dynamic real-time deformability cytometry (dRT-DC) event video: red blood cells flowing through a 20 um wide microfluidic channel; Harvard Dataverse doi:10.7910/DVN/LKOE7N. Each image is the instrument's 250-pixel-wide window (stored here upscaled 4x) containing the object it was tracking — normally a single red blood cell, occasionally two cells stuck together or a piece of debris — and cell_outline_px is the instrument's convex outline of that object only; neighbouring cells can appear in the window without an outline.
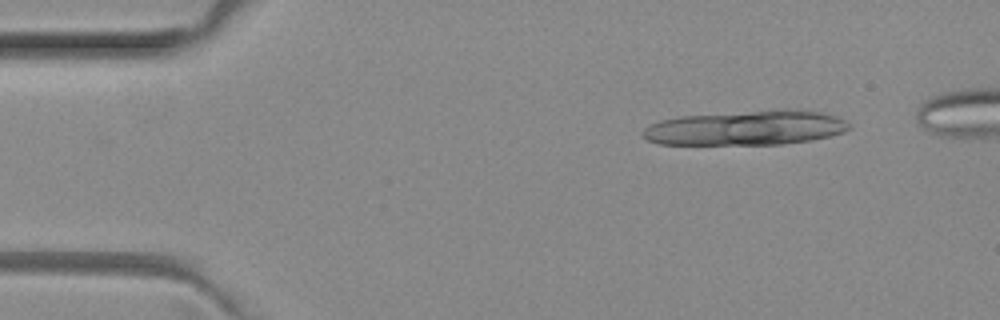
{"species": "common noctule bat (a hibernating species)", "species_latin": "Nyctalus noctula", "temperature_condition": "room temperature", "stored_images_in_passage": 6, "segment_of_instrument_passage": [1, 2], "camera_frame_rate_fps": 3000, "um_per_image_px": 0.085, "animal": {"sex": "female", "body_mass_g": 29.2, "forearm_length_mm": 56.3}, "frame": {"image": 1, "passage_image": 2, "time_ms": 0.333, "image_size_px": [1000, 320], "cell_outline_px": [[852, 128], [844, 132], [812, 140], [780, 144], [660, 144], [648, 140], [640, 132], [644, 128], [660, 120], [680, 116], [752, 112], [820, 112], [836, 116], [844, 120]], "centroid_in_image_um": [63.35, 10.91], "position_along_channel_um": 21.6, "area_um2": 40.17}}